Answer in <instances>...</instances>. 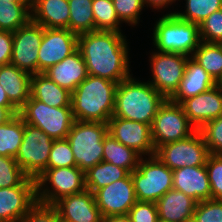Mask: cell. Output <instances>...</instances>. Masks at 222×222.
<instances>
[{
	"instance_id": "obj_1",
	"label": "cell",
	"mask_w": 222,
	"mask_h": 222,
	"mask_svg": "<svg viewBox=\"0 0 222 222\" xmlns=\"http://www.w3.org/2000/svg\"><path fill=\"white\" fill-rule=\"evenodd\" d=\"M122 32L94 30L78 35V49L89 75L121 82L129 78V46Z\"/></svg>"
},
{
	"instance_id": "obj_2",
	"label": "cell",
	"mask_w": 222,
	"mask_h": 222,
	"mask_svg": "<svg viewBox=\"0 0 222 222\" xmlns=\"http://www.w3.org/2000/svg\"><path fill=\"white\" fill-rule=\"evenodd\" d=\"M117 82L88 75L71 93L74 120L108 123L114 114Z\"/></svg>"
},
{
	"instance_id": "obj_3",
	"label": "cell",
	"mask_w": 222,
	"mask_h": 222,
	"mask_svg": "<svg viewBox=\"0 0 222 222\" xmlns=\"http://www.w3.org/2000/svg\"><path fill=\"white\" fill-rule=\"evenodd\" d=\"M165 100L148 81H137L131 75L117 84L113 116L151 125Z\"/></svg>"
},
{
	"instance_id": "obj_4",
	"label": "cell",
	"mask_w": 222,
	"mask_h": 222,
	"mask_svg": "<svg viewBox=\"0 0 222 222\" xmlns=\"http://www.w3.org/2000/svg\"><path fill=\"white\" fill-rule=\"evenodd\" d=\"M153 44L157 51L192 57L201 42L199 25L166 13L154 25Z\"/></svg>"
},
{
	"instance_id": "obj_5",
	"label": "cell",
	"mask_w": 222,
	"mask_h": 222,
	"mask_svg": "<svg viewBox=\"0 0 222 222\" xmlns=\"http://www.w3.org/2000/svg\"><path fill=\"white\" fill-rule=\"evenodd\" d=\"M108 123L75 120L67 135L76 166L86 172L103 161V139Z\"/></svg>"
},
{
	"instance_id": "obj_6",
	"label": "cell",
	"mask_w": 222,
	"mask_h": 222,
	"mask_svg": "<svg viewBox=\"0 0 222 222\" xmlns=\"http://www.w3.org/2000/svg\"><path fill=\"white\" fill-rule=\"evenodd\" d=\"M35 181L37 202L45 205L86 190L85 172L77 166L46 169Z\"/></svg>"
},
{
	"instance_id": "obj_7",
	"label": "cell",
	"mask_w": 222,
	"mask_h": 222,
	"mask_svg": "<svg viewBox=\"0 0 222 222\" xmlns=\"http://www.w3.org/2000/svg\"><path fill=\"white\" fill-rule=\"evenodd\" d=\"M131 177L137 201L156 202L173 189V171L156 155L141 157Z\"/></svg>"
},
{
	"instance_id": "obj_8",
	"label": "cell",
	"mask_w": 222,
	"mask_h": 222,
	"mask_svg": "<svg viewBox=\"0 0 222 222\" xmlns=\"http://www.w3.org/2000/svg\"><path fill=\"white\" fill-rule=\"evenodd\" d=\"M19 115L25 123L40 128L54 140L67 138L75 121L71 107H50L35 98L25 102Z\"/></svg>"
},
{
	"instance_id": "obj_9",
	"label": "cell",
	"mask_w": 222,
	"mask_h": 222,
	"mask_svg": "<svg viewBox=\"0 0 222 222\" xmlns=\"http://www.w3.org/2000/svg\"><path fill=\"white\" fill-rule=\"evenodd\" d=\"M196 131L197 128L188 120L181 104L166 99L151 124L155 151L163 144L185 139Z\"/></svg>"
},
{
	"instance_id": "obj_10",
	"label": "cell",
	"mask_w": 222,
	"mask_h": 222,
	"mask_svg": "<svg viewBox=\"0 0 222 222\" xmlns=\"http://www.w3.org/2000/svg\"><path fill=\"white\" fill-rule=\"evenodd\" d=\"M53 142L40 128L24 122L22 143L15 160L28 177L36 179L47 169Z\"/></svg>"
},
{
	"instance_id": "obj_11",
	"label": "cell",
	"mask_w": 222,
	"mask_h": 222,
	"mask_svg": "<svg viewBox=\"0 0 222 222\" xmlns=\"http://www.w3.org/2000/svg\"><path fill=\"white\" fill-rule=\"evenodd\" d=\"M208 147L200 131L191 136L161 145L155 155L172 171L185 166L206 165Z\"/></svg>"
},
{
	"instance_id": "obj_12",
	"label": "cell",
	"mask_w": 222,
	"mask_h": 222,
	"mask_svg": "<svg viewBox=\"0 0 222 222\" xmlns=\"http://www.w3.org/2000/svg\"><path fill=\"white\" fill-rule=\"evenodd\" d=\"M149 61L152 81L148 82L166 99L178 90L184 77L188 56L179 53L152 52Z\"/></svg>"
},
{
	"instance_id": "obj_13",
	"label": "cell",
	"mask_w": 222,
	"mask_h": 222,
	"mask_svg": "<svg viewBox=\"0 0 222 222\" xmlns=\"http://www.w3.org/2000/svg\"><path fill=\"white\" fill-rule=\"evenodd\" d=\"M44 27L32 19L13 32L12 57L10 63L27 71L38 73V52L43 38Z\"/></svg>"
},
{
	"instance_id": "obj_14",
	"label": "cell",
	"mask_w": 222,
	"mask_h": 222,
	"mask_svg": "<svg viewBox=\"0 0 222 222\" xmlns=\"http://www.w3.org/2000/svg\"><path fill=\"white\" fill-rule=\"evenodd\" d=\"M77 49V34L66 28H44L38 52V73L61 62Z\"/></svg>"
},
{
	"instance_id": "obj_15",
	"label": "cell",
	"mask_w": 222,
	"mask_h": 222,
	"mask_svg": "<svg viewBox=\"0 0 222 222\" xmlns=\"http://www.w3.org/2000/svg\"><path fill=\"white\" fill-rule=\"evenodd\" d=\"M95 202L102 217L127 215L137 202L131 173L94 192Z\"/></svg>"
},
{
	"instance_id": "obj_16",
	"label": "cell",
	"mask_w": 222,
	"mask_h": 222,
	"mask_svg": "<svg viewBox=\"0 0 222 222\" xmlns=\"http://www.w3.org/2000/svg\"><path fill=\"white\" fill-rule=\"evenodd\" d=\"M108 133L141 157L155 155L149 124L112 116L108 120Z\"/></svg>"
},
{
	"instance_id": "obj_17",
	"label": "cell",
	"mask_w": 222,
	"mask_h": 222,
	"mask_svg": "<svg viewBox=\"0 0 222 222\" xmlns=\"http://www.w3.org/2000/svg\"><path fill=\"white\" fill-rule=\"evenodd\" d=\"M36 203L33 178L27 177L19 186L0 188V220L19 222Z\"/></svg>"
},
{
	"instance_id": "obj_18",
	"label": "cell",
	"mask_w": 222,
	"mask_h": 222,
	"mask_svg": "<svg viewBox=\"0 0 222 222\" xmlns=\"http://www.w3.org/2000/svg\"><path fill=\"white\" fill-rule=\"evenodd\" d=\"M188 120L199 130L205 123L222 116V84L189 97L181 103Z\"/></svg>"
},
{
	"instance_id": "obj_19",
	"label": "cell",
	"mask_w": 222,
	"mask_h": 222,
	"mask_svg": "<svg viewBox=\"0 0 222 222\" xmlns=\"http://www.w3.org/2000/svg\"><path fill=\"white\" fill-rule=\"evenodd\" d=\"M53 206L59 214L60 222H102L103 219L94 193L87 189L61 198Z\"/></svg>"
},
{
	"instance_id": "obj_20",
	"label": "cell",
	"mask_w": 222,
	"mask_h": 222,
	"mask_svg": "<svg viewBox=\"0 0 222 222\" xmlns=\"http://www.w3.org/2000/svg\"><path fill=\"white\" fill-rule=\"evenodd\" d=\"M173 189L183 192L197 202L211 199V186L205 165L173 170Z\"/></svg>"
},
{
	"instance_id": "obj_21",
	"label": "cell",
	"mask_w": 222,
	"mask_h": 222,
	"mask_svg": "<svg viewBox=\"0 0 222 222\" xmlns=\"http://www.w3.org/2000/svg\"><path fill=\"white\" fill-rule=\"evenodd\" d=\"M43 74L71 93L89 75L79 49L61 62L49 67Z\"/></svg>"
},
{
	"instance_id": "obj_22",
	"label": "cell",
	"mask_w": 222,
	"mask_h": 222,
	"mask_svg": "<svg viewBox=\"0 0 222 222\" xmlns=\"http://www.w3.org/2000/svg\"><path fill=\"white\" fill-rule=\"evenodd\" d=\"M159 222H184L193 219L197 201L171 189L156 202Z\"/></svg>"
},
{
	"instance_id": "obj_23",
	"label": "cell",
	"mask_w": 222,
	"mask_h": 222,
	"mask_svg": "<svg viewBox=\"0 0 222 222\" xmlns=\"http://www.w3.org/2000/svg\"><path fill=\"white\" fill-rule=\"evenodd\" d=\"M217 83L206 70L192 57H188L184 77L175 94L170 98L173 102L181 103L183 100L201 94L214 87Z\"/></svg>"
},
{
	"instance_id": "obj_24",
	"label": "cell",
	"mask_w": 222,
	"mask_h": 222,
	"mask_svg": "<svg viewBox=\"0 0 222 222\" xmlns=\"http://www.w3.org/2000/svg\"><path fill=\"white\" fill-rule=\"evenodd\" d=\"M31 77L30 73L12 63L0 66V84L18 109L30 98Z\"/></svg>"
},
{
	"instance_id": "obj_25",
	"label": "cell",
	"mask_w": 222,
	"mask_h": 222,
	"mask_svg": "<svg viewBox=\"0 0 222 222\" xmlns=\"http://www.w3.org/2000/svg\"><path fill=\"white\" fill-rule=\"evenodd\" d=\"M32 20L44 28L69 29L68 0H32Z\"/></svg>"
},
{
	"instance_id": "obj_26",
	"label": "cell",
	"mask_w": 222,
	"mask_h": 222,
	"mask_svg": "<svg viewBox=\"0 0 222 222\" xmlns=\"http://www.w3.org/2000/svg\"><path fill=\"white\" fill-rule=\"evenodd\" d=\"M30 98L40 100L50 107H71V92L43 73L32 74Z\"/></svg>"
},
{
	"instance_id": "obj_27",
	"label": "cell",
	"mask_w": 222,
	"mask_h": 222,
	"mask_svg": "<svg viewBox=\"0 0 222 222\" xmlns=\"http://www.w3.org/2000/svg\"><path fill=\"white\" fill-rule=\"evenodd\" d=\"M103 161L126 169L129 173L133 172L141 156L133 149L117 141L109 133L103 139Z\"/></svg>"
},
{
	"instance_id": "obj_28",
	"label": "cell",
	"mask_w": 222,
	"mask_h": 222,
	"mask_svg": "<svg viewBox=\"0 0 222 222\" xmlns=\"http://www.w3.org/2000/svg\"><path fill=\"white\" fill-rule=\"evenodd\" d=\"M32 2L0 0V30L15 32L32 19Z\"/></svg>"
},
{
	"instance_id": "obj_29",
	"label": "cell",
	"mask_w": 222,
	"mask_h": 222,
	"mask_svg": "<svg viewBox=\"0 0 222 222\" xmlns=\"http://www.w3.org/2000/svg\"><path fill=\"white\" fill-rule=\"evenodd\" d=\"M192 58L206 70L217 84L222 83V43L201 41Z\"/></svg>"
},
{
	"instance_id": "obj_30",
	"label": "cell",
	"mask_w": 222,
	"mask_h": 222,
	"mask_svg": "<svg viewBox=\"0 0 222 222\" xmlns=\"http://www.w3.org/2000/svg\"><path fill=\"white\" fill-rule=\"evenodd\" d=\"M128 174L129 172L124 168L101 161L85 172L86 189L94 193L96 190L114 181L125 178Z\"/></svg>"
},
{
	"instance_id": "obj_31",
	"label": "cell",
	"mask_w": 222,
	"mask_h": 222,
	"mask_svg": "<svg viewBox=\"0 0 222 222\" xmlns=\"http://www.w3.org/2000/svg\"><path fill=\"white\" fill-rule=\"evenodd\" d=\"M24 120L17 114L0 125V156L16 157L22 143Z\"/></svg>"
},
{
	"instance_id": "obj_32",
	"label": "cell",
	"mask_w": 222,
	"mask_h": 222,
	"mask_svg": "<svg viewBox=\"0 0 222 222\" xmlns=\"http://www.w3.org/2000/svg\"><path fill=\"white\" fill-rule=\"evenodd\" d=\"M92 2L93 0H68L71 32L80 35L95 30Z\"/></svg>"
},
{
	"instance_id": "obj_33",
	"label": "cell",
	"mask_w": 222,
	"mask_h": 222,
	"mask_svg": "<svg viewBox=\"0 0 222 222\" xmlns=\"http://www.w3.org/2000/svg\"><path fill=\"white\" fill-rule=\"evenodd\" d=\"M186 10L171 12L182 20L200 25L213 12L222 9V0H185Z\"/></svg>"
},
{
	"instance_id": "obj_34",
	"label": "cell",
	"mask_w": 222,
	"mask_h": 222,
	"mask_svg": "<svg viewBox=\"0 0 222 222\" xmlns=\"http://www.w3.org/2000/svg\"><path fill=\"white\" fill-rule=\"evenodd\" d=\"M92 10L95 20V30L122 32L112 0H93Z\"/></svg>"
},
{
	"instance_id": "obj_35",
	"label": "cell",
	"mask_w": 222,
	"mask_h": 222,
	"mask_svg": "<svg viewBox=\"0 0 222 222\" xmlns=\"http://www.w3.org/2000/svg\"><path fill=\"white\" fill-rule=\"evenodd\" d=\"M75 166L76 162L69 141L66 138L54 140L49 155L47 169Z\"/></svg>"
},
{
	"instance_id": "obj_36",
	"label": "cell",
	"mask_w": 222,
	"mask_h": 222,
	"mask_svg": "<svg viewBox=\"0 0 222 222\" xmlns=\"http://www.w3.org/2000/svg\"><path fill=\"white\" fill-rule=\"evenodd\" d=\"M27 177L14 157L0 156V188L19 186Z\"/></svg>"
},
{
	"instance_id": "obj_37",
	"label": "cell",
	"mask_w": 222,
	"mask_h": 222,
	"mask_svg": "<svg viewBox=\"0 0 222 222\" xmlns=\"http://www.w3.org/2000/svg\"><path fill=\"white\" fill-rule=\"evenodd\" d=\"M119 20L129 26L137 25L143 10V0H112Z\"/></svg>"
},
{
	"instance_id": "obj_38",
	"label": "cell",
	"mask_w": 222,
	"mask_h": 222,
	"mask_svg": "<svg viewBox=\"0 0 222 222\" xmlns=\"http://www.w3.org/2000/svg\"><path fill=\"white\" fill-rule=\"evenodd\" d=\"M210 154H222V116L205 123L199 129Z\"/></svg>"
},
{
	"instance_id": "obj_39",
	"label": "cell",
	"mask_w": 222,
	"mask_h": 222,
	"mask_svg": "<svg viewBox=\"0 0 222 222\" xmlns=\"http://www.w3.org/2000/svg\"><path fill=\"white\" fill-rule=\"evenodd\" d=\"M205 167L211 186V199L222 200V154H209Z\"/></svg>"
},
{
	"instance_id": "obj_40",
	"label": "cell",
	"mask_w": 222,
	"mask_h": 222,
	"mask_svg": "<svg viewBox=\"0 0 222 222\" xmlns=\"http://www.w3.org/2000/svg\"><path fill=\"white\" fill-rule=\"evenodd\" d=\"M200 39L207 43H222V9L209 15L200 25Z\"/></svg>"
},
{
	"instance_id": "obj_41",
	"label": "cell",
	"mask_w": 222,
	"mask_h": 222,
	"mask_svg": "<svg viewBox=\"0 0 222 222\" xmlns=\"http://www.w3.org/2000/svg\"><path fill=\"white\" fill-rule=\"evenodd\" d=\"M193 219L195 222H222V200L208 199L198 202Z\"/></svg>"
},
{
	"instance_id": "obj_42",
	"label": "cell",
	"mask_w": 222,
	"mask_h": 222,
	"mask_svg": "<svg viewBox=\"0 0 222 222\" xmlns=\"http://www.w3.org/2000/svg\"><path fill=\"white\" fill-rule=\"evenodd\" d=\"M127 215L131 222H159L155 202L137 201Z\"/></svg>"
},
{
	"instance_id": "obj_43",
	"label": "cell",
	"mask_w": 222,
	"mask_h": 222,
	"mask_svg": "<svg viewBox=\"0 0 222 222\" xmlns=\"http://www.w3.org/2000/svg\"><path fill=\"white\" fill-rule=\"evenodd\" d=\"M19 222H60V217L54 206L37 202Z\"/></svg>"
},
{
	"instance_id": "obj_44",
	"label": "cell",
	"mask_w": 222,
	"mask_h": 222,
	"mask_svg": "<svg viewBox=\"0 0 222 222\" xmlns=\"http://www.w3.org/2000/svg\"><path fill=\"white\" fill-rule=\"evenodd\" d=\"M12 46L13 32L0 30V66L10 63Z\"/></svg>"
},
{
	"instance_id": "obj_45",
	"label": "cell",
	"mask_w": 222,
	"mask_h": 222,
	"mask_svg": "<svg viewBox=\"0 0 222 222\" xmlns=\"http://www.w3.org/2000/svg\"><path fill=\"white\" fill-rule=\"evenodd\" d=\"M0 107L6 108L13 116L19 114V109L9 100L1 84H0Z\"/></svg>"
},
{
	"instance_id": "obj_46",
	"label": "cell",
	"mask_w": 222,
	"mask_h": 222,
	"mask_svg": "<svg viewBox=\"0 0 222 222\" xmlns=\"http://www.w3.org/2000/svg\"><path fill=\"white\" fill-rule=\"evenodd\" d=\"M177 0H143L144 6L146 7H153L154 9H162L168 5H172V3H175Z\"/></svg>"
},
{
	"instance_id": "obj_47",
	"label": "cell",
	"mask_w": 222,
	"mask_h": 222,
	"mask_svg": "<svg viewBox=\"0 0 222 222\" xmlns=\"http://www.w3.org/2000/svg\"><path fill=\"white\" fill-rule=\"evenodd\" d=\"M102 222H131L128 215H111L103 217Z\"/></svg>"
},
{
	"instance_id": "obj_48",
	"label": "cell",
	"mask_w": 222,
	"mask_h": 222,
	"mask_svg": "<svg viewBox=\"0 0 222 222\" xmlns=\"http://www.w3.org/2000/svg\"><path fill=\"white\" fill-rule=\"evenodd\" d=\"M13 115L4 107H0V125L6 123Z\"/></svg>"
},
{
	"instance_id": "obj_49",
	"label": "cell",
	"mask_w": 222,
	"mask_h": 222,
	"mask_svg": "<svg viewBox=\"0 0 222 222\" xmlns=\"http://www.w3.org/2000/svg\"><path fill=\"white\" fill-rule=\"evenodd\" d=\"M4 2H32V0H3Z\"/></svg>"
},
{
	"instance_id": "obj_50",
	"label": "cell",
	"mask_w": 222,
	"mask_h": 222,
	"mask_svg": "<svg viewBox=\"0 0 222 222\" xmlns=\"http://www.w3.org/2000/svg\"><path fill=\"white\" fill-rule=\"evenodd\" d=\"M184 222H195L194 219L188 220V221H184Z\"/></svg>"
}]
</instances>
